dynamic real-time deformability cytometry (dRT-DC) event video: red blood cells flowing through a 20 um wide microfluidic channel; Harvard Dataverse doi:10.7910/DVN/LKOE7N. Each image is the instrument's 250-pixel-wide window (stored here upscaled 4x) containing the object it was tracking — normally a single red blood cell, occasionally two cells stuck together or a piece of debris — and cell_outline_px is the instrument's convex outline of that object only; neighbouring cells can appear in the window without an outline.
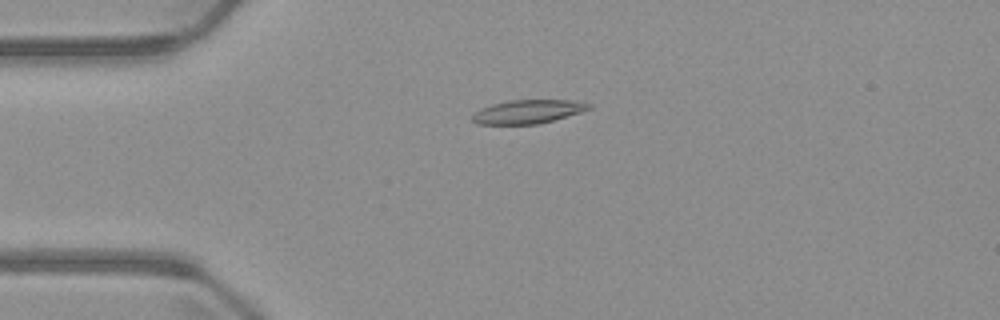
{"species": "common noctule bat (a hibernating species)", "species_latin": "Nyctalus noctula", "temperature_condition": "warm", "stored_images_in_passage": 3, "camera_frame_rate_fps": 3000, "um_per_image_px": 0.085, "animal": {"sex": "male", "body_mass_g": 23.1, "forearm_length_mm": 52.7}, "frame": {"image": 1, "passage_image": 2, "time_ms": 1.333, "image_size_px": [1000, 320], "cell_outline_px": [[592, 108], [580, 112], [540, 124], [476, 124], [472, 120], [472, 116], [480, 108], [492, 104], [508, 100], [572, 100], [592, 104]], "centroid_in_image_um": [44.87, 9.49], "position_along_channel_um": 40.1, "area_um2": 16.07}}